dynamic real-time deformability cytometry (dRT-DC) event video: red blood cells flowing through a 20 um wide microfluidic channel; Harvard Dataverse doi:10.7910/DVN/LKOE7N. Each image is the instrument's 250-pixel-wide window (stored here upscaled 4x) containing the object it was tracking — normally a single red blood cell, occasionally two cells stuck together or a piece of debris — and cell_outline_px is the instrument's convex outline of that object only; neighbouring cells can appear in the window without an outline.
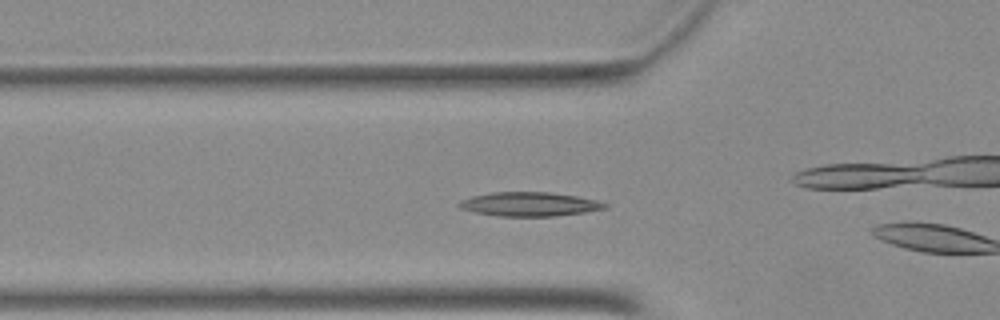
{"species": "Egyptian fruit bat (a non-hibernating species)", "species_latin": "Rousettus aegyptiacus", "temperature_condition": "warm", "stored_images_in_passage": 3, "camera_frame_rate_fps": 3000, "um_per_image_px": 0.085, "animal": {"sex": "female"}, "frame": {"image": 1, "passage_image": 2, "time_ms": 0.333, "image_size_px": [1000, 320], "cell_outline_px": [[608, 208], [584, 212], [556, 216], [496, 216], [476, 212], [460, 208], [456, 204], [460, 200], [472, 196], [492, 192], [548, 192], [576, 196], [596, 200], [608, 204]], "centroid_in_image_um": [44.99, 17.35], "position_along_channel_um": 80.8, "area_um2": 20.4}}